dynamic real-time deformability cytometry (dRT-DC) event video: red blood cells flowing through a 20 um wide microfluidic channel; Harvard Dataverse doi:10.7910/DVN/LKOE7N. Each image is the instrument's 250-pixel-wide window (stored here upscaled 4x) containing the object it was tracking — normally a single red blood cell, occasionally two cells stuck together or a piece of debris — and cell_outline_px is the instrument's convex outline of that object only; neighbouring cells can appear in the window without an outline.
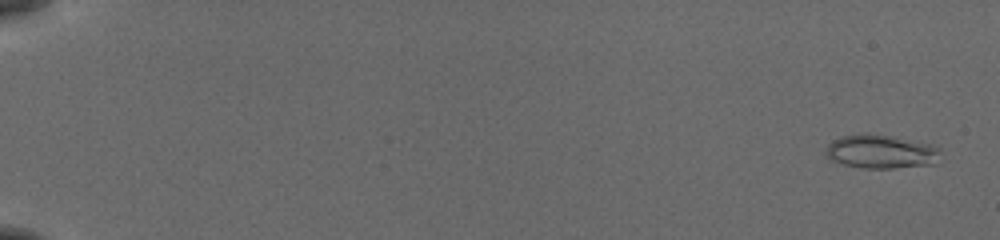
{"species": "common noctule bat (a hibernating species)", "species_latin": "Nyctalus noctula", "temperature_condition": "cold", "stored_images_in_passage": 12, "camera_frame_rate_fps": 3000, "um_per_image_px": 0.085, "animal": {"sex": "female", "body_mass_g": 19.5, "forearm_length_mm": 54.1}, "frame": {"image": 1, "passage_image": 3, "time_ms": 0.667, "image_size_px": [1000, 240], "cell_outline_px": [[940, 148], [936, 164], [892, 168], [864, 168], [844, 164], [828, 160], [824, 156], [824, 152], [828, 144], [832, 140], [840, 136], [888, 136], [928, 144]], "centroid_in_image_um": [74.83, 12.93], "position_along_channel_um": 10.2, "area_um2": 21.91}}